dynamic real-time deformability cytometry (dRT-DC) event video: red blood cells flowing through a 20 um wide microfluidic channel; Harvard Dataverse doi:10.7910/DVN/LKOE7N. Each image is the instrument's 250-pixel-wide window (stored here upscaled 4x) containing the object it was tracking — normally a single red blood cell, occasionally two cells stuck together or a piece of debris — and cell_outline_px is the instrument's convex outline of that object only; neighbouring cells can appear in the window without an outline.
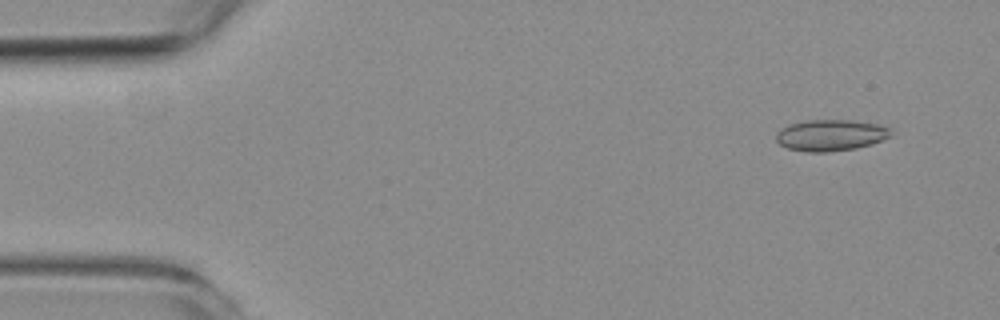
{"species": "common noctule bat (a hibernating species)", "species_latin": "Nyctalus noctula", "temperature_condition": "room temperature", "stored_images_in_passage": 53, "camera_frame_rate_fps": 3000, "um_per_image_px": 0.085, "animal": {"sex": "female", "body_mass_g": 19.3, "forearm_length_mm": 54.1}, "frame": {"image": 1, "passage_image": 4, "time_ms": 1.0, "image_size_px": [1000, 320], "cell_outline_px": [[888, 136], [880, 140], [856, 148], [824, 152], [808, 152], [788, 148], [780, 144], [776, 140], [776, 136], [784, 128], [792, 124], [808, 120], [848, 120], [872, 124], [888, 128]], "centroid_in_image_um": [70.54, 11.5], "position_along_channel_um": 14.5, "area_um2": 20.0}}
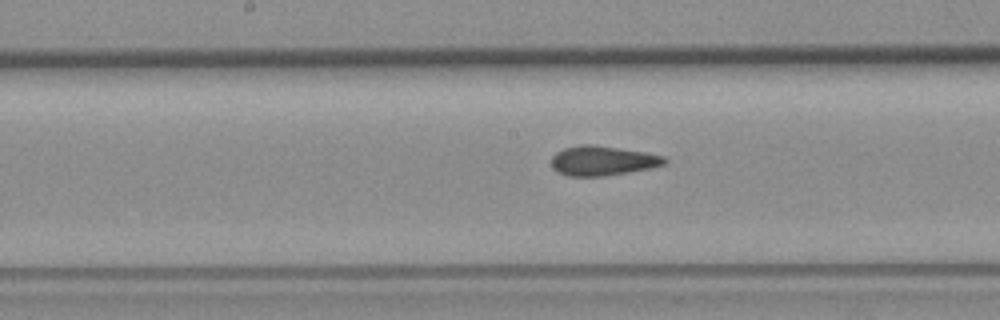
{"frame": {"image": 2, "passage_image": 27, "time_ms": 8.667, "image_size_px": [1000, 320], "cell_outline_px": [[668, 160], [664, 164], [652, 168], [628, 172], [600, 176], [568, 176], [552, 168], [552, 156], [556, 152], [564, 148], [580, 144], [592, 144], [644, 152], [664, 156]], "centroid_in_image_um": [51.21, 13.65], "position_along_channel_um": 197.0, "area_um2": 19.42}}
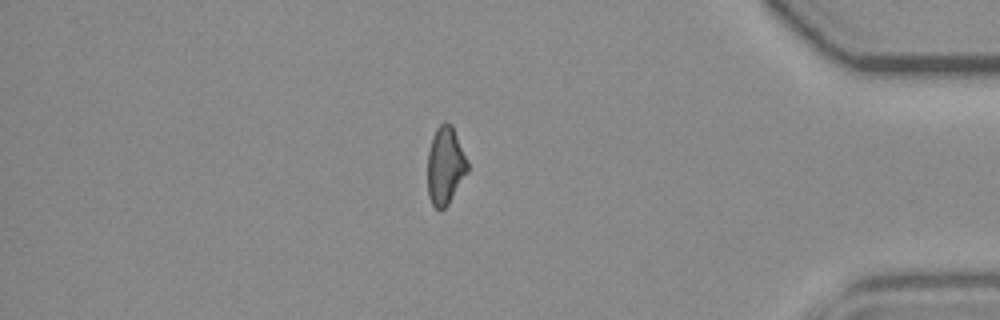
{"frame": {"image": 3, "passage_image": 46, "time_ms": 15.0, "image_size_px": [1000, 320], "cell_outline_px": [[468, 172], [448, 204], [440, 212], [432, 204], [428, 196], [428, 152], [432, 136], [436, 128], [444, 120], [452, 124], [468, 160]], "centroid_in_image_um": [37.85, 14.06], "position_along_channel_um": 397.3, "area_um2": 18.38}, "authors_computed_cell_mechanics": {"area_um2": 19.2474, "velocity_mm_per_s": 3.7628, "shape_relaxation_time_tau1_ms": null, "shape_relaxation_time_tau2_ms": 3.5945, "deformation_change_tau1": null, "deformation_change_tau2": 0.0928}}